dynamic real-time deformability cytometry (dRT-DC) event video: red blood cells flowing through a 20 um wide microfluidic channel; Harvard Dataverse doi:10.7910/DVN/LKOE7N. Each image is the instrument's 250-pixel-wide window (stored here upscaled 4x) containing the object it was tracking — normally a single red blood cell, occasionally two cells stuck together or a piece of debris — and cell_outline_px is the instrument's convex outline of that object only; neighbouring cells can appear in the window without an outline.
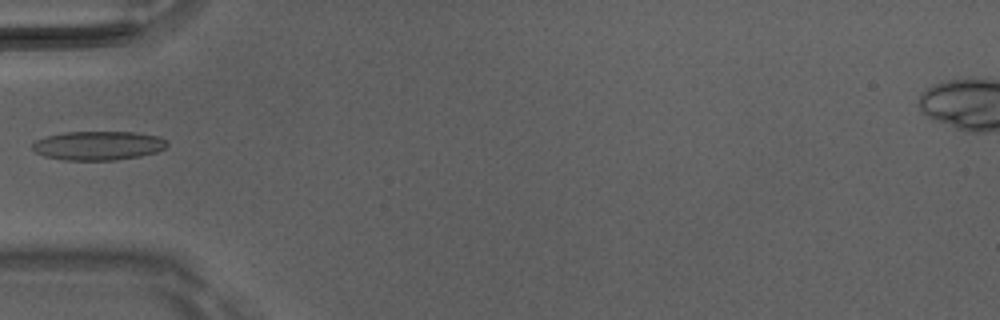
{"species": "Egyptian fruit bat (a non-hibernating species)", "species_latin": "Rousettus aegyptiacus", "temperature_condition": "room temperature", "stored_images_in_passage": 5, "camera_frame_rate_fps": 3000, "um_per_image_px": 0.085, "animal": {"sex": "male"}, "frame": {"image": 1, "passage_image": 4, "time_ms": 1.0, "image_size_px": [1000, 320], "cell_outline_px": [[168, 144], [164, 148], [156, 152], [140, 156], [116, 160], [64, 160], [44, 156], [36, 152], [32, 148], [32, 144], [36, 140], [48, 136], [64, 132], [132, 132], [160, 136]], "centroid_in_image_um": [8.34, 12.38], "position_along_channel_um": 76.7, "area_um2": 22.66}}